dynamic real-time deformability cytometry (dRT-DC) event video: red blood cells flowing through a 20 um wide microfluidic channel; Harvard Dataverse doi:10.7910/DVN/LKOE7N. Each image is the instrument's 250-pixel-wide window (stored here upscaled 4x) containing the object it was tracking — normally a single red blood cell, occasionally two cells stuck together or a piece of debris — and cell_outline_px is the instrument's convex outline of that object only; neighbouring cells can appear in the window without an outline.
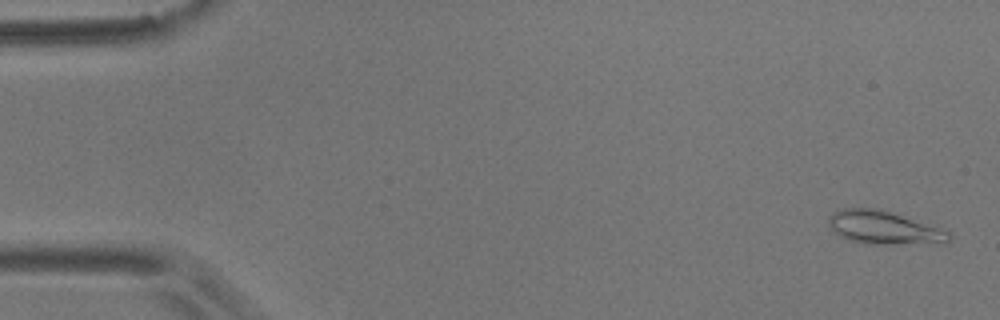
{"species": "common noctule bat (a hibernating species)", "species_latin": "Nyctalus noctula", "temperature_condition": "room temperature", "stored_images_in_passage": 56, "camera_frame_rate_fps": 3000, "um_per_image_px": 0.085, "animal": {"sex": "male", "body_mass_g": 17.9}, "frame": {"image": 1, "passage_image": 2, "time_ms": 0.333, "image_size_px": [1000, 320], "cell_outline_px": [[952, 236], [948, 244], [868, 244], [848, 240], [840, 236], [828, 224], [828, 216], [832, 212], [840, 208], [880, 208], [936, 224], [948, 232]], "centroid_in_image_um": [75.23, 19.34], "position_along_channel_um": 9.8, "area_um2": 24.28}}
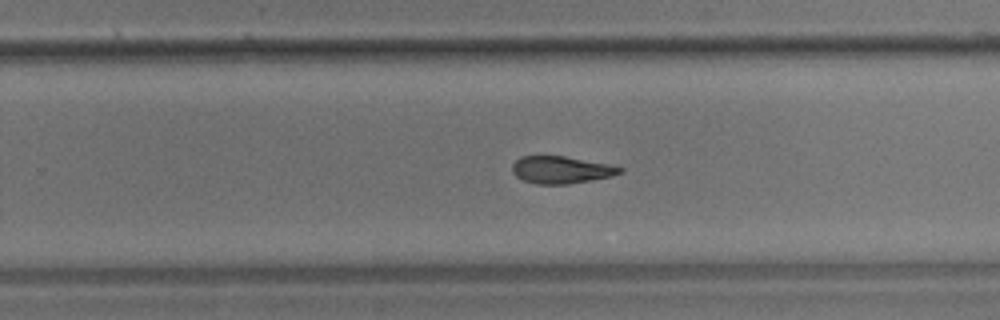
{"frame": {"image": 2, "passage_image": 36, "time_ms": 11.667, "image_size_px": [1000, 320], "cell_outline_px": [[624, 172], [612, 176], [592, 180], [568, 184], [536, 184], [524, 180], [516, 176], [512, 172], [512, 164], [520, 156], [564, 156], [624, 168]], "centroid_in_image_um": [47.67, 14.44], "position_along_channel_um": 282.1, "area_um2": 16.94}}
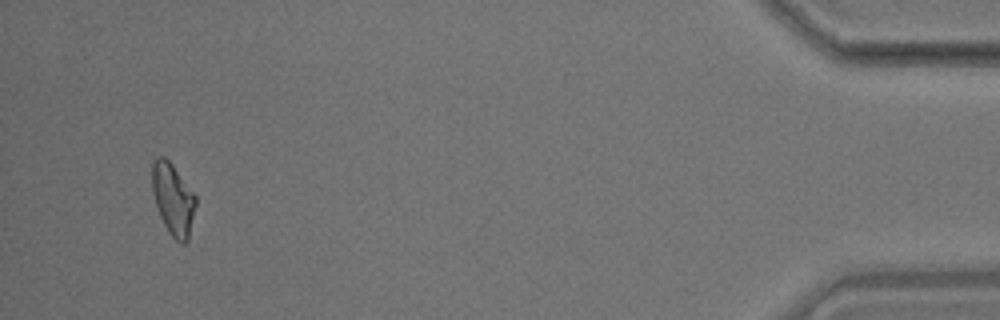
{"frame": {"image": 3, "passage_image": 54, "time_ms": 17.667, "image_size_px": [1000, 320], "cell_outline_px": [[196, 204], [188, 240], [184, 244], [176, 240], [168, 232], [160, 216], [152, 192], [152, 160], [156, 156], [164, 156], [172, 164], [196, 196]], "centroid_in_image_um": [14.7, 16.91], "position_along_channel_um": 420.5, "area_um2": 18.15}, "authors_computed_cell_mechanics": {"area_um2": 18.3226, "velocity_mm_per_s": 3.5644, "shape_relaxation_time_tau1_ms": 10.5334, "shape_relaxation_time_tau2_ms": 2.3643, "deformation_change_tau1": 0.1963, "deformation_change_tau2": 0.0926}}